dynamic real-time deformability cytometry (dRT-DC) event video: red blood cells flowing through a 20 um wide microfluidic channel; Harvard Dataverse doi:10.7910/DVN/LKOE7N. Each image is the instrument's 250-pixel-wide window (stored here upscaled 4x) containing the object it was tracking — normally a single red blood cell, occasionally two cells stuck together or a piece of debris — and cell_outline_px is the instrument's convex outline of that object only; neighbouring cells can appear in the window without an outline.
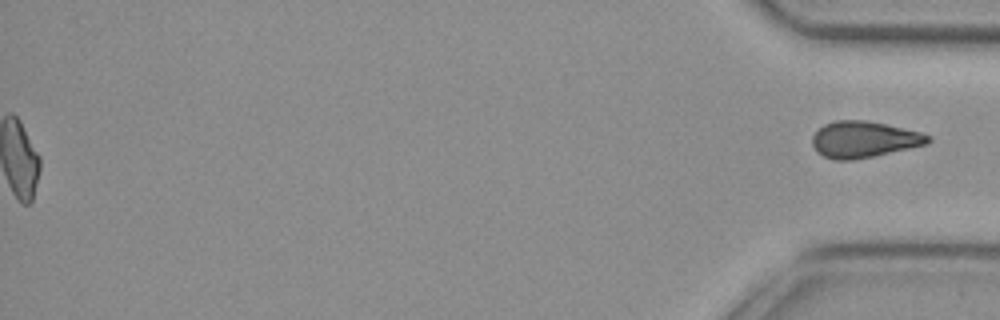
{"species": "common noctule bat (a hibernating species)", "species_latin": "Nyctalus noctula", "temperature_condition": "cold", "stored_images_in_passage": 55, "segment_of_instrument_passage": [2, 2], "camera_frame_rate_fps": 3000, "um_per_image_px": 0.085, "animal": {"sex": "female", "body_mass_g": 29.2, "forearm_length_mm": 56.3}, "frame": {"image": 1, "passage_image": 55, "time_ms": 18.0, "image_size_px": [1000, 320], "cell_outline_px": [[932, 140], [928, 144], [872, 156], [852, 160], [832, 160], [816, 152], [812, 144], [812, 136], [824, 124], [836, 120], [864, 120], [884, 124], [920, 132], [932, 136]], "centroid_in_image_um": [73.42, 11.86], "position_along_channel_um": 361.8, "area_um2": 24.39}}